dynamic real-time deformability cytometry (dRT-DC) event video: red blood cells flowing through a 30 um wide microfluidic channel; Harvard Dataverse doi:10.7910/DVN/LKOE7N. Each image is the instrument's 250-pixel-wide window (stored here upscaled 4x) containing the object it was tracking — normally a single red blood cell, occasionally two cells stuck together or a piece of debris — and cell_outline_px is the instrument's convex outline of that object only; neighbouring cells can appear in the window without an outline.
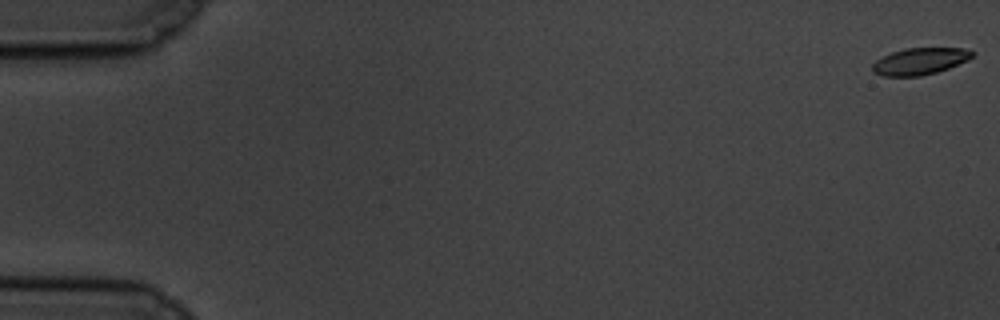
{"species": "common noctule bat (a hibernating species)", "species_latin": "Nyctalus noctula", "temperature_condition": "cold", "stored_images_in_passage": 60, "camera_frame_rate_fps": 3000, "um_per_image_px": 0.085, "animal": {"sex": "male", "body_mass_g": 19.5, "forearm_length_mm": 54.6}, "frame": {"image": 1, "passage_image": 1, "time_ms": 0.0, "image_size_px": [1000, 320], "cell_outline_px": [[976, 52], [968, 60], [948, 68], [936, 72], [920, 76], [884, 76], [872, 72], [872, 64], [876, 60], [892, 52], [904, 48], [964, 48]], "centroid_in_image_um": [78.19, 5.2], "position_along_channel_um": 6.8, "area_um2": 15.55}}
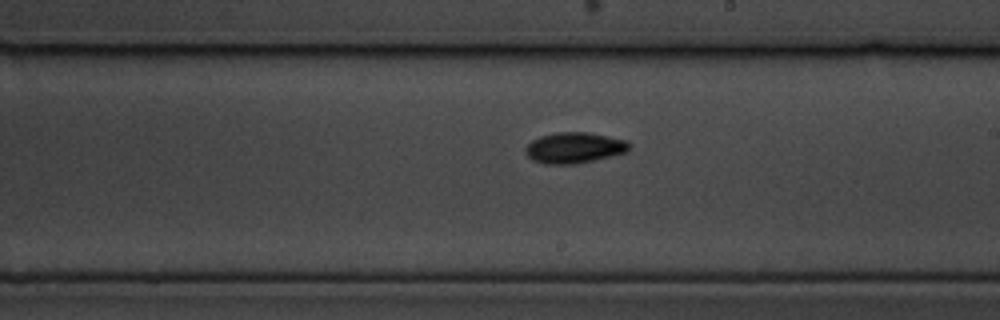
{"frame": {"image": 2, "passage_image": 35, "time_ms": 11.333, "image_size_px": [1000, 320], "cell_outline_px": [[632, 144], [628, 152], [592, 160], [568, 164], [544, 164], [532, 160], [524, 152], [524, 148], [532, 140], [540, 136], [556, 132], [588, 132], [628, 140]], "centroid_in_image_um": [48.82, 12.55], "position_along_channel_um": 240.2, "area_um2": 18.73}}
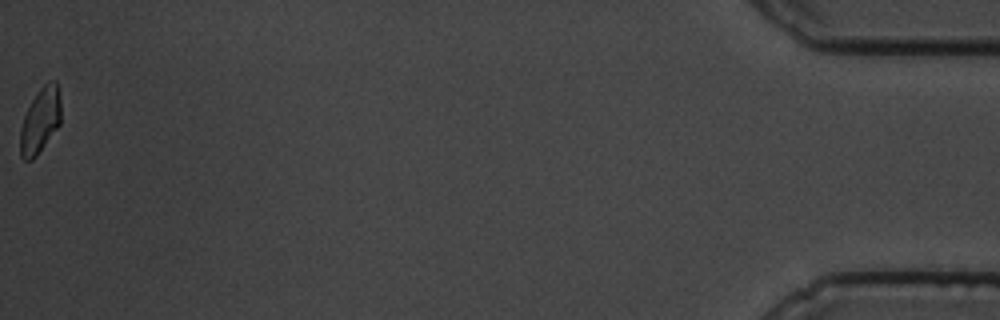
{"frame": {"image": 3, "passage_image": 60, "time_ms": 19.667, "image_size_px": [1000, 320], "cell_outline_px": [[60, 124], [36, 156], [32, 160], [24, 160], [20, 156], [20, 128], [24, 116], [32, 100], [40, 88], [44, 84], [52, 80], [56, 80], [60, 92]], "centroid_in_image_um": [3.42, 10.24], "position_along_channel_um": 431.8, "area_um2": 15.43}, "authors_computed_cell_mechanics": {"area_um2": 16.8776, "velocity_mm_per_s": 3.426, "shape_relaxation_time_tau1_ms": 2.6038, "shape_relaxation_time_tau2_ms": null, "deformation_change_tau1": 0.116, "deformation_change_tau2": null}}